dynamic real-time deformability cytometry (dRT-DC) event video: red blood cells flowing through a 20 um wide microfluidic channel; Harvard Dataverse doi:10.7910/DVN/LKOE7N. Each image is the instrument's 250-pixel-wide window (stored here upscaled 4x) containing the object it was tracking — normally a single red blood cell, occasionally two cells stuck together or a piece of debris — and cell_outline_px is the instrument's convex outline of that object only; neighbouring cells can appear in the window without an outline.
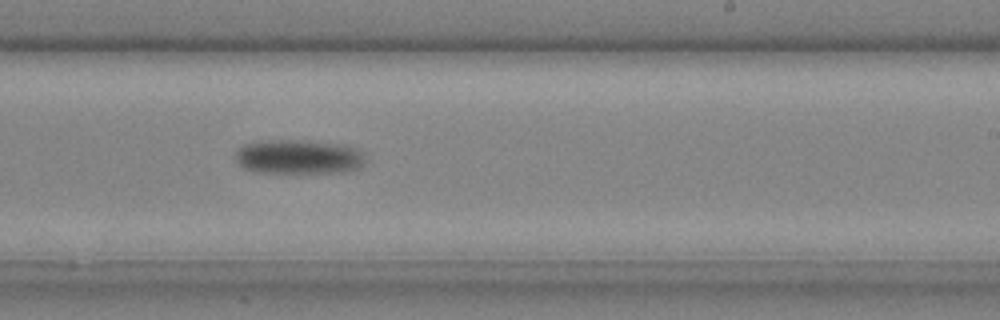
{"species": "common noctule bat (a hibernating species)", "species_latin": "Nyctalus noctula", "temperature_condition": "cold", "stored_images_in_passage": 29, "camera_frame_rate_fps": 3000, "um_per_image_px": 0.085, "animal": {"sex": "male", "body_mass_g": 20.4}, "frame": {"image": 1, "passage_image": 21, "time_ms": 6.667, "image_size_px": [1000, 320], "cell_outline_px": [[364, 164], [360, 168], [344, 172], [300, 176], [256, 172], [244, 168], [236, 160], [236, 148], [244, 144], [272, 140], [308, 140], [344, 144], [360, 152], [364, 156]], "centroid_in_image_um": [25.38, 13.39], "position_along_channel_um": 263.6, "area_um2": 27.22}}